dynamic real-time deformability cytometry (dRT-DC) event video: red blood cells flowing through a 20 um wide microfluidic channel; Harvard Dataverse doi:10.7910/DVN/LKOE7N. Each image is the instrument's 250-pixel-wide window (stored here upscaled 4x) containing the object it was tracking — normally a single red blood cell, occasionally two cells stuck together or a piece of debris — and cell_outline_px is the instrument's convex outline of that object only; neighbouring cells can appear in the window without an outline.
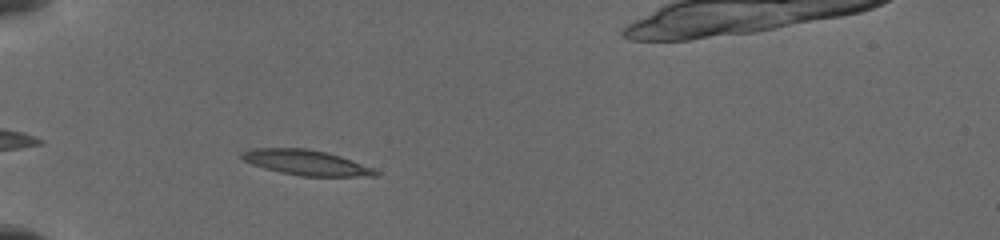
{"species": "common noctule bat (a hibernating species)", "species_latin": "Nyctalus noctula", "temperature_condition": "cold", "stored_images_in_passage": 45, "camera_frame_rate_fps": 3000, "um_per_image_px": 0.085, "animal": {"sex": "female", "body_mass_g": 19.5, "forearm_length_mm": 54.1}, "frame": {"image": 1, "passage_image": 6, "time_ms": 1.333, "image_size_px": [1000, 240], "cell_outline_px": [[380, 172], [376, 176], [300, 176], [280, 172], [264, 168], [252, 164], [244, 160], [240, 156], [240, 152], [252, 148], [304, 148], [324, 152], [340, 156], [372, 168]], "centroid_in_image_um": [25.97, 13.82], "position_along_channel_um": 59.0, "area_um2": 19.42}}
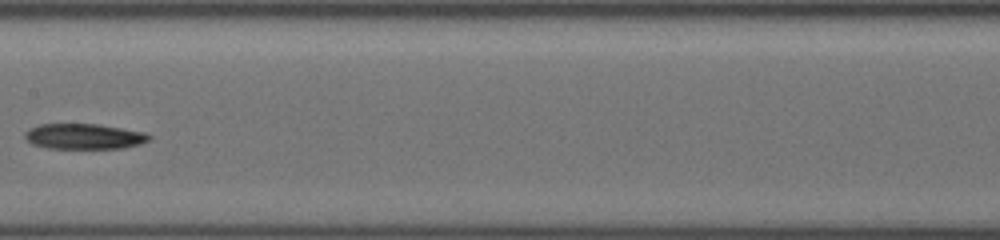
{"frame": {"image": 2, "passage_image": 22, "time_ms": 5.333, "image_size_px": [1000, 240], "cell_outline_px": [[152, 136], [148, 140], [140, 144], [124, 148], [48, 148], [32, 144], [24, 136], [24, 132], [40, 124], [100, 124], [144, 132]], "centroid_in_image_um": [7.16, 11.59], "position_along_channel_um": 200.2, "area_um2": 18.32}}
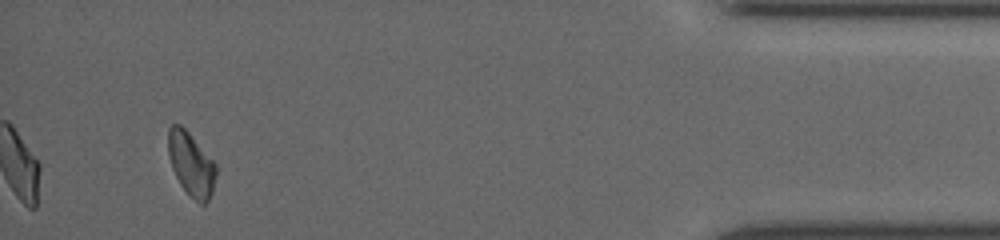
{"frame": {"image": 3, "passage_image": 39, "time_ms": 12.333, "image_size_px": [1000, 240], "cell_outline_px": [[216, 176], [212, 192], [208, 200], [204, 204], [200, 204], [188, 196], [180, 184], [172, 168], [168, 156], [168, 128], [172, 124], [180, 124], [188, 132], [216, 164]], "centroid_in_image_um": [16.23, 13.97], "position_along_channel_um": 419.0, "area_um2": 17.74}}